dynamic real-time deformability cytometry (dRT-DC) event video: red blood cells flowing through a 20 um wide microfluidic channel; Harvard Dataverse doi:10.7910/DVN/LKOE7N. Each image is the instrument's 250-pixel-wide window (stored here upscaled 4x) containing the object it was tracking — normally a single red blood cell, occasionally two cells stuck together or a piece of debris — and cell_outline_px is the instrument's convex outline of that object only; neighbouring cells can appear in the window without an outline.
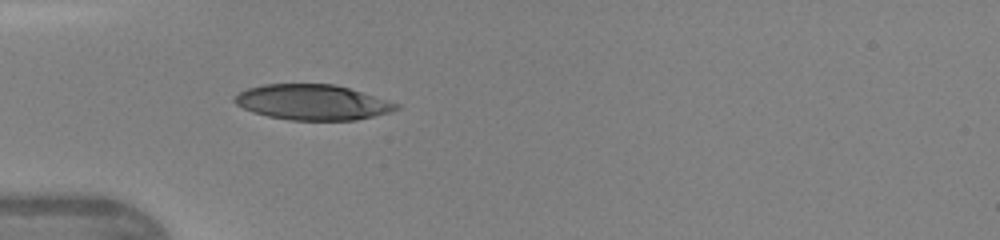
{"species": "human", "species_latin": "Homo sapiens", "temperature_condition": "warm", "stored_images_in_passage": 33, "camera_frame_rate_fps": 3000, "um_per_image_px": 0.085, "donor": {"sex": "female"}, "frame": {"image": 1, "passage_image": 1, "time_ms": 0.0, "image_size_px": [1000, 240], "cell_outline_px": [[400, 108], [392, 112], [356, 120], [288, 120], [268, 116], [252, 112], [236, 104], [232, 100], [240, 92], [248, 88], [264, 84], [332, 84], [348, 88], [400, 104]], "centroid_in_image_um": [26.56, 8.7], "position_along_channel_um": 58.4, "area_um2": 33.18}}
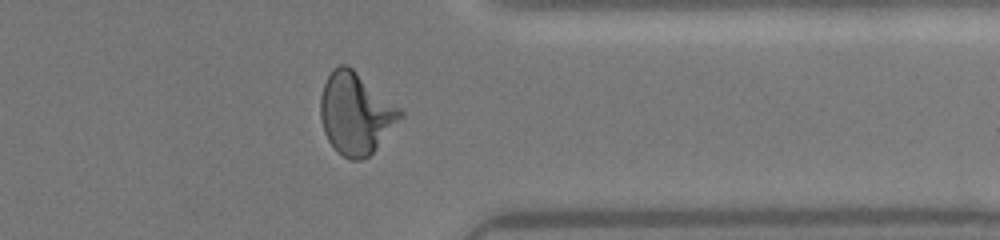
{"frame": {"image": 2, "passage_image": 24, "time_ms": 7.667, "image_size_px": [1000, 240], "cell_outline_px": [[404, 116], [372, 152], [368, 156], [360, 160], [352, 160], [336, 152], [328, 140], [324, 132], [320, 116], [320, 96], [324, 84], [332, 68], [340, 64], [348, 64], [400, 108], [404, 112]], "centroid_in_image_um": [30.22, 9.63], "position_along_channel_um": 381.2, "area_um2": 37.8}}
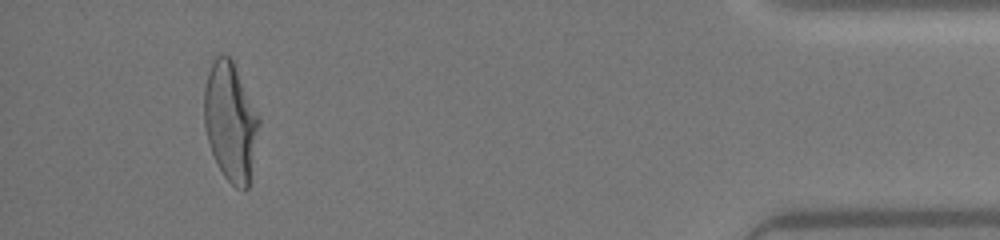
{"frame": {"image": 3, "passage_image": 30, "time_ms": 9.667, "image_size_px": [1000, 240], "cell_outline_px": [[260, 124], [248, 188], [236, 188], [224, 176], [212, 152], [208, 140], [204, 124], [204, 88], [208, 72], [216, 56], [228, 56], [232, 60], [260, 116]], "centroid_in_image_um": [19.6, 10.33], "position_along_channel_um": 415.6, "area_um2": 37.51}, "authors_computed_cell_mechanics": {"area_um2": 35.3736, "velocity_mm_per_s": 4.3467, "shape_relaxation_time_tau1_ms": 3.9891, "shape_relaxation_time_tau2_ms": null, "deformation_change_tau1": 0.2099, "deformation_change_tau2": null}}